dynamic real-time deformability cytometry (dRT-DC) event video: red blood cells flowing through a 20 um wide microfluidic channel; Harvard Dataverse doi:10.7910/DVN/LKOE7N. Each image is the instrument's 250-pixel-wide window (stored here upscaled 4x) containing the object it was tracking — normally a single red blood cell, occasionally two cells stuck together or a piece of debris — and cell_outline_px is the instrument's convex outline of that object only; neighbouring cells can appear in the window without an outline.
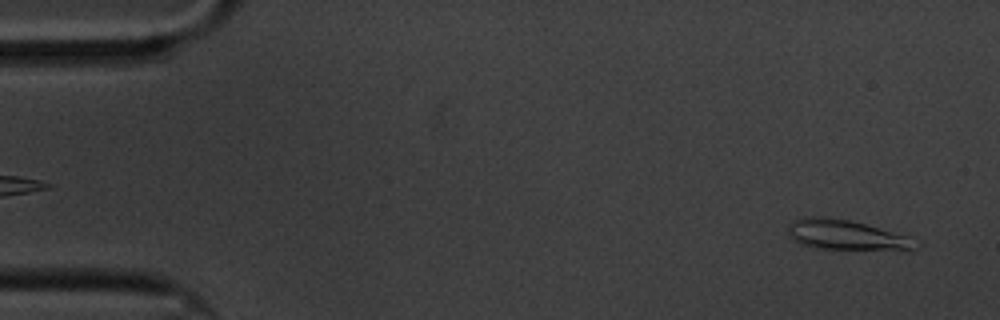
{"species": "common noctule bat (a hibernating species)", "species_latin": "Nyctalus noctula", "temperature_condition": "cold", "stored_images_in_passage": 58, "camera_frame_rate_fps": 3000, "um_per_image_px": 0.085, "animal": {"sex": "male", "body_mass_g": 20.1, "forearm_length_mm": 53.5}, "frame": {"image": 1, "passage_image": 2, "time_ms": 0.333, "image_size_px": [1000, 320], "cell_outline_px": [[924, 244], [916, 248], [812, 248], [800, 244], [792, 240], [788, 236], [788, 224], [792, 220], [804, 216], [820, 216], [848, 220], [864, 224], [908, 236]], "centroid_in_image_um": [71.81, 19.94], "position_along_channel_um": 13.2, "area_um2": 21.85}}
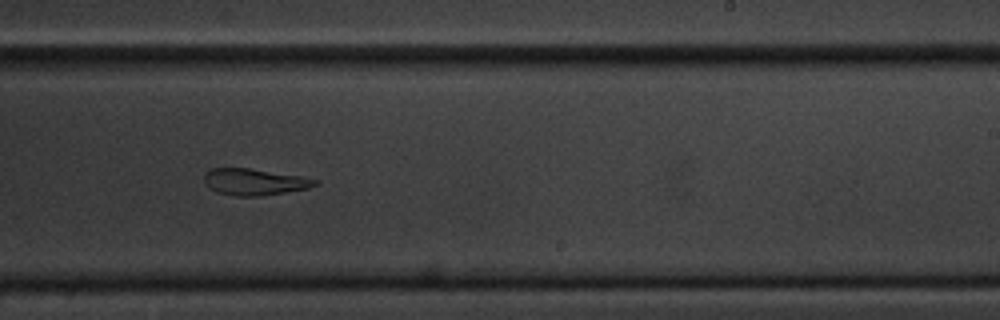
{"frame": {"image": 2, "passage_image": 35, "time_ms": 11.333, "image_size_px": [1000, 320], "cell_outline_px": [[320, 184], [308, 188], [260, 196], [236, 196], [216, 192], [208, 188], [204, 184], [204, 176], [212, 168], [248, 168], [300, 176], [320, 180]], "centroid_in_image_um": [21.62, 15.47], "position_along_channel_um": 267.4, "area_um2": 17.11}}
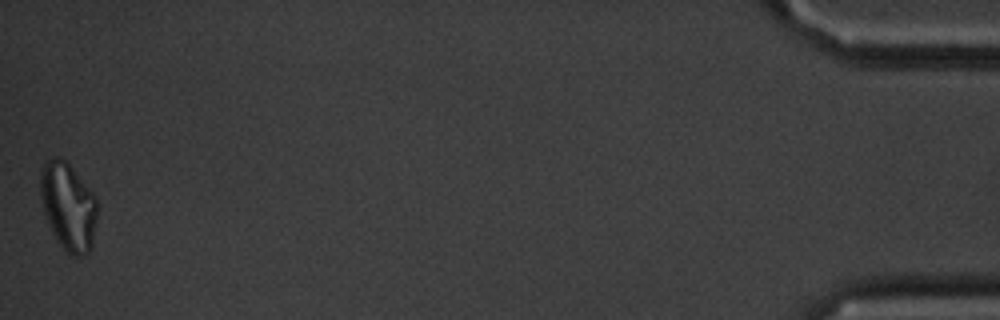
{"frame": {"image": 3, "passage_image": 58, "time_ms": 19.0, "image_size_px": [1000, 320], "cell_outline_px": [[96, 220], [92, 248], [88, 252], [80, 256], [68, 256], [64, 252], [56, 240], [48, 224], [44, 212], [40, 196], [40, 172], [44, 160], [56, 156], [60, 156], [72, 168], [92, 192], [96, 200]], "centroid_in_image_um": [5.77, 17.57], "position_along_channel_um": 429.4, "area_um2": 29.3}, "authors_computed_cell_mechanics": {"area_um2": 19.2185, "velocity_mm_per_s": 3.3273, "shape_relaxation_time_tau1_ms": 9.7442, "shape_relaxation_time_tau2_ms": null, "deformation_change_tau1": 0.2444, "deformation_change_tau2": null}}